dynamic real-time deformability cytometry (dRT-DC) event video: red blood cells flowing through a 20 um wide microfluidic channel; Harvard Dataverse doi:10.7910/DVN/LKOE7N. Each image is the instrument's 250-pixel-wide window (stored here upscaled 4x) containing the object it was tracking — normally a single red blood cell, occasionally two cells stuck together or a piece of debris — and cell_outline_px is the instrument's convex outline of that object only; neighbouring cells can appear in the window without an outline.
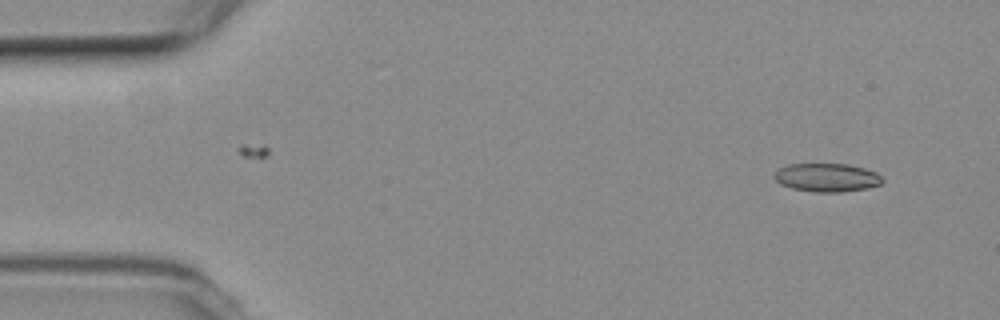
{"species": "common noctule bat (a hibernating species)", "species_latin": "Nyctalus noctula", "temperature_condition": "room temperature", "stored_images_in_passage": 5, "camera_frame_rate_fps": 3000, "um_per_image_px": 0.085, "animal": {"sex": "female", "body_mass_g": 19.3, "forearm_length_mm": 54.1}, "frame": {"image": 1, "passage_image": 1, "time_ms": 0.0, "image_size_px": [1000, 320], "cell_outline_px": [[884, 180], [880, 184], [868, 188], [840, 192], [816, 192], [792, 188], [780, 184], [772, 176], [780, 168], [788, 164], [848, 164], [864, 168], [876, 172]], "centroid_in_image_um": [70.28, 15.09], "position_along_channel_um": 14.7, "area_um2": 17.86}}
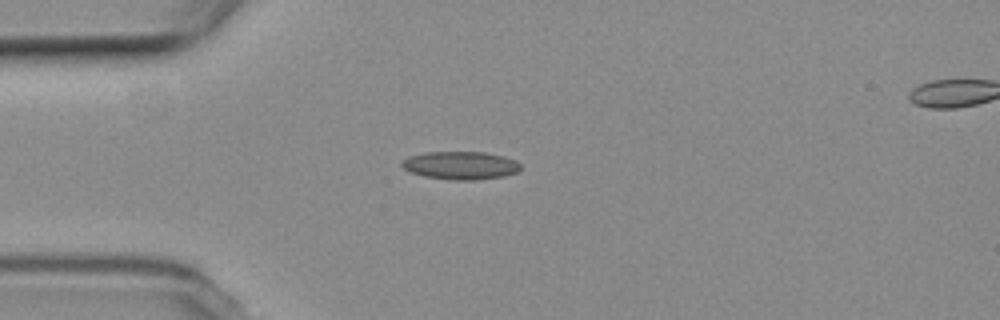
{"frame": {"image": 2, "passage_image": 3, "time_ms": 3.333, "image_size_px": [1000, 320], "cell_outline_px": [[520, 168], [516, 172], [504, 176], [476, 180], [452, 180], [424, 176], [408, 172], [400, 164], [408, 156], [424, 152], [484, 152], [504, 156], [516, 160], [520, 164]], "centroid_in_image_um": [39.13, 14.06], "position_along_channel_um": 45.9, "area_um2": 19.48}}
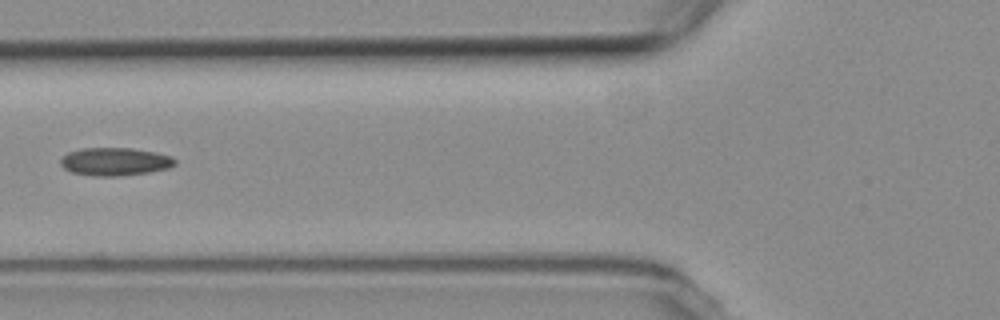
{"frame": {"image": 3, "passage_image": 5, "time_ms": 5.667, "image_size_px": [1000, 320], "cell_outline_px": [[176, 164], [168, 168], [148, 172], [120, 176], [92, 176], [72, 172], [64, 168], [60, 164], [60, 160], [68, 152], [80, 148], [132, 148], [156, 152], [172, 156], [176, 160]], "centroid_in_image_um": [9.78, 13.73], "position_along_channel_um": 116.0, "area_um2": 18.73}}